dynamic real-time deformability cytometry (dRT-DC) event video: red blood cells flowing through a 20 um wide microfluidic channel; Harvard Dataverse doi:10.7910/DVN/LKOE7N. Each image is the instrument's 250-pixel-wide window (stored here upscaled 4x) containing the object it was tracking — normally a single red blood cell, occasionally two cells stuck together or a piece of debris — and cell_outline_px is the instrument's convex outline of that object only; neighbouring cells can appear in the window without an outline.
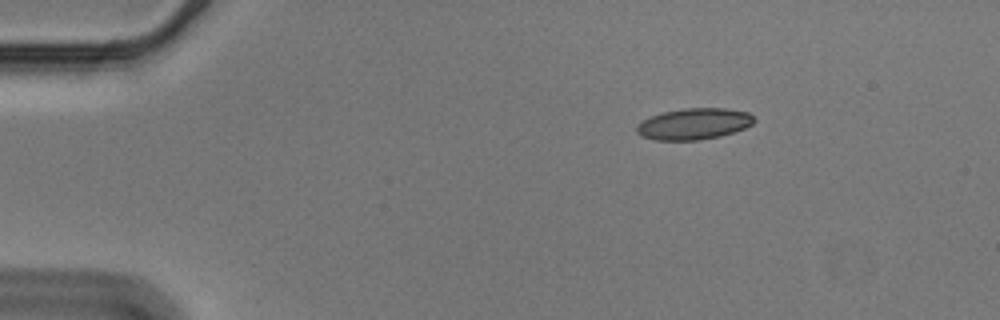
{"species": "Egyptian fruit bat (a non-hibernating species)", "species_latin": "Rousettus aegyptiacus", "temperature_condition": "cold", "stored_images_in_passage": 48, "camera_frame_rate_fps": 3000, "um_per_image_px": 0.085, "animal": {"sex": "male"}, "frame": {"image": 1, "passage_image": 1, "time_ms": 0.0, "image_size_px": [1000, 320], "cell_outline_px": [[756, 120], [752, 124], [744, 128], [720, 136], [700, 140], [656, 140], [640, 136], [636, 132], [636, 124], [652, 116], [664, 112], [684, 108], [724, 108], [748, 112]], "centroid_in_image_um": [58.96, 10.53], "position_along_channel_um": 26.0, "area_um2": 21.33}}
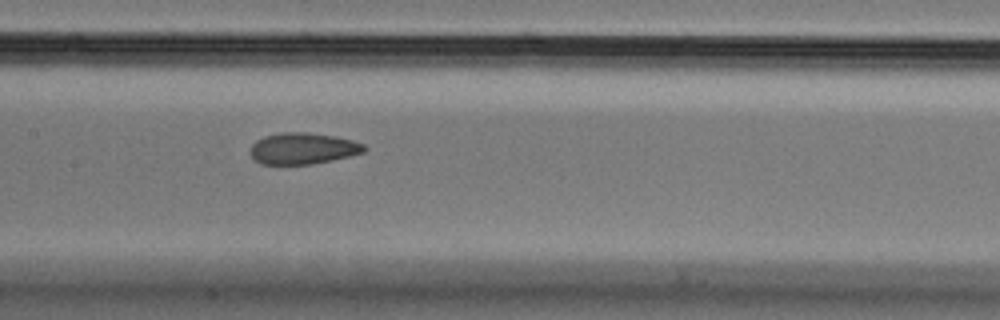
{"frame": {"image": 2, "passage_image": 20, "time_ms": 6.333, "image_size_px": [1000, 320], "cell_outline_px": [[368, 148], [364, 152], [332, 160], [312, 164], [260, 164], [252, 156], [252, 144], [256, 140], [264, 136], [284, 132], [308, 132], [336, 136], [352, 140], [364, 144]], "centroid_in_image_um": [25.78, 12.61], "position_along_channel_um": 181.6, "area_um2": 20.75}}
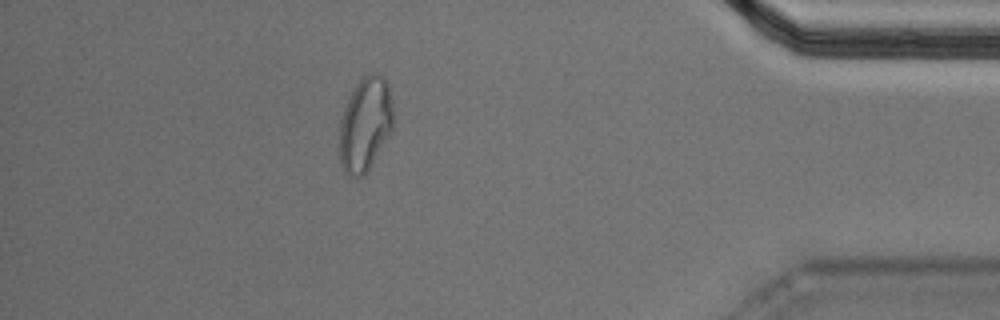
{"frame": {"image": 3, "passage_image": 42, "time_ms": 13.667, "image_size_px": [1000, 320], "cell_outline_px": [[392, 128], [368, 172], [364, 176], [348, 176], [340, 164], [340, 120], [344, 108], [352, 88], [368, 72], [376, 72], [384, 76], [388, 84], [392, 104]], "centroid_in_image_um": [31.03, 10.54], "position_along_channel_um": 404.2, "area_um2": 29.54}, "authors_computed_cell_mechanics": {"area_um2": 21.5883, "velocity_mm_per_s": 3.5669, "shape_relaxation_time_tau1_ms": null, "shape_relaxation_time_tau2_ms": 1.8521, "deformation_change_tau1": null, "deformation_change_tau2": 0.0699}}